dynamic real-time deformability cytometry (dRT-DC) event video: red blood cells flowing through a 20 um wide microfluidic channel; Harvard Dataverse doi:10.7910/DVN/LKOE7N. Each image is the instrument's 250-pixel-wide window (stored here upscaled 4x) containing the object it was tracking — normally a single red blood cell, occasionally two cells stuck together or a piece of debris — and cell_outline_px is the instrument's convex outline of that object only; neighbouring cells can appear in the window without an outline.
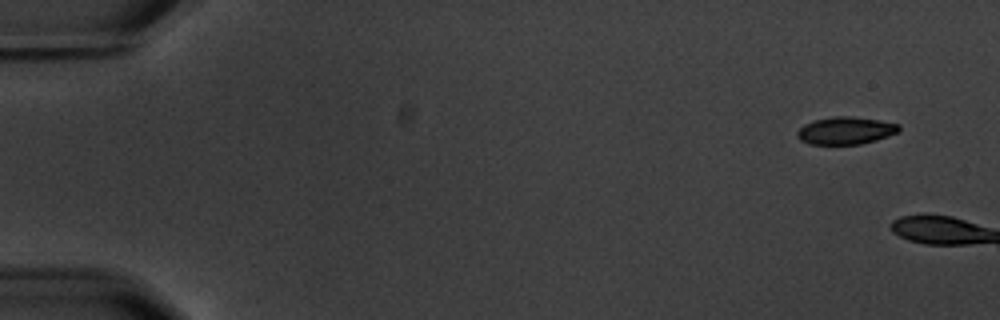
{"species": "common noctule bat (a hibernating species)", "species_latin": "Nyctalus noctula", "temperature_condition": "warm", "stored_images_in_passage": 5, "camera_frame_rate_fps": 3000, "um_per_image_px": 0.085, "animal": {"sex": "male", "body_mass_g": 20.1, "forearm_length_mm": 53.5}, "frame": {"image": 1, "passage_image": 1, "time_ms": 0.0, "image_size_px": [1000, 320], "cell_outline_px": [[900, 132], [876, 140], [860, 144], [808, 144], [800, 140], [796, 136], [796, 132], [804, 124], [812, 120], [832, 116], [852, 116], [880, 120], [900, 124]], "centroid_in_image_um": [71.87, 11.09], "position_along_channel_um": 13.1, "area_um2": 16.53}}
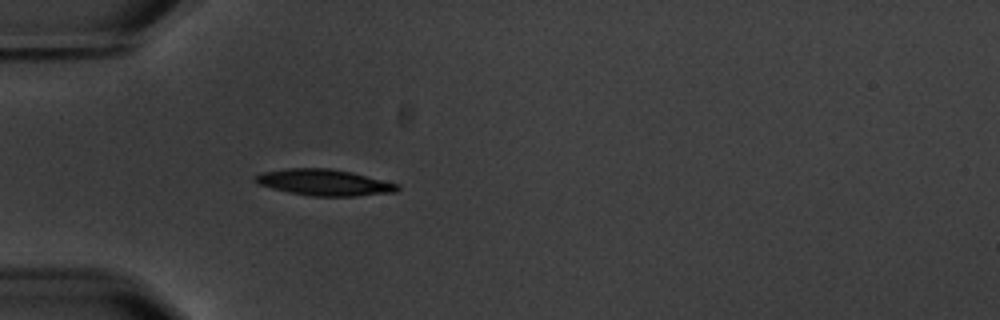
{"frame": {"image": 2, "passage_image": 5, "time_ms": 6.333, "image_size_px": [1000, 320], "cell_outline_px": [[400, 188], [396, 192], [356, 196], [312, 196], [288, 192], [272, 188], [260, 184], [256, 180], [256, 176], [264, 172], [288, 168], [328, 168], [352, 172], [400, 184]], "centroid_in_image_um": [27.64, 15.51], "position_along_channel_um": 57.4, "area_um2": 21.56}}